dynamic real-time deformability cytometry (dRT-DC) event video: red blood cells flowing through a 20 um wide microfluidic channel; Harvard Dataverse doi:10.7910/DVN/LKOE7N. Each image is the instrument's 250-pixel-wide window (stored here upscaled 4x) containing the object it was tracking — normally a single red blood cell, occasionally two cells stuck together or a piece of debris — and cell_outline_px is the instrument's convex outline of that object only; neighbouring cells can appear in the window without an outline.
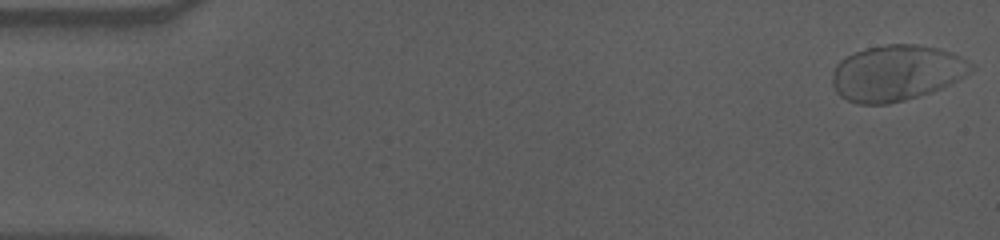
{"species": "human", "species_latin": "Homo sapiens", "temperature_condition": "cold", "stored_images_in_passage": 57, "camera_frame_rate_fps": 3000, "um_per_image_px": 0.085, "donor": {"sex": "male"}, "frame": {"image": 1, "passage_image": 1, "time_ms": 0.0, "image_size_px": [1000, 240], "cell_outline_px": [[976, 68], [972, 72], [932, 92], [904, 100], [888, 104], [860, 104], [848, 100], [840, 96], [836, 92], [832, 84], [832, 72], [836, 64], [840, 60], [856, 52], [868, 48], [888, 44], [916, 44], [936, 48], [952, 52], [972, 64]], "centroid_in_image_um": [76.19, 6.2], "position_along_channel_um": 8.8, "area_um2": 44.91}}
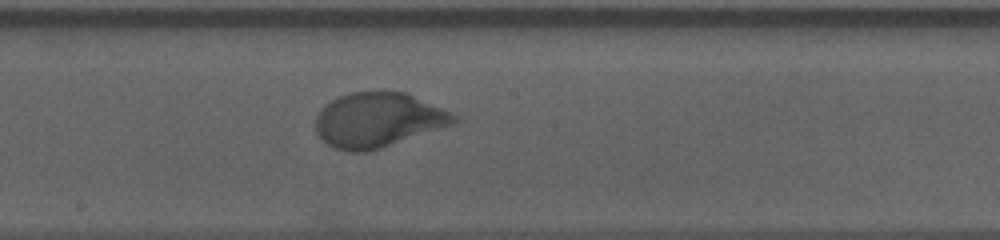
{"frame": {"image": 2, "passage_image": 31, "time_ms": 10.0, "image_size_px": [1000, 240], "cell_outline_px": [[460, 120], [456, 124], [380, 148], [364, 152], [348, 152], [332, 148], [316, 132], [316, 116], [320, 108], [324, 104], [340, 96], [352, 92], [408, 92], [452, 112], [460, 116]], "centroid_in_image_um": [32.18, 10.2], "position_along_channel_um": 216.0, "area_um2": 44.39}}
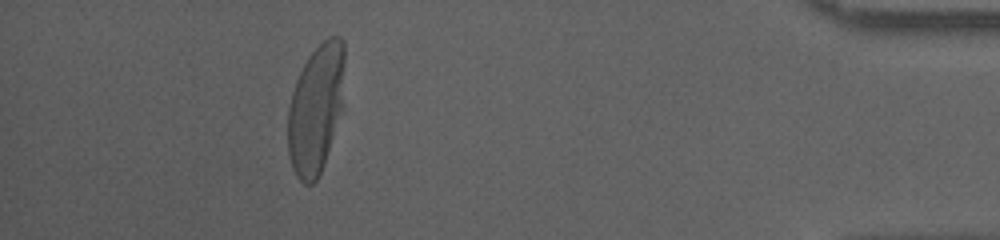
{"frame": {"image": 3, "passage_image": 52, "time_ms": 17.0, "image_size_px": [1000, 240], "cell_outline_px": [[344, 64], [340, 108], [328, 148], [320, 172], [316, 180], [312, 184], [304, 184], [296, 176], [292, 168], [288, 156], [288, 108], [292, 92], [296, 80], [308, 56], [328, 36], [340, 36], [344, 40]], "centroid_in_image_um": [26.8, 9.22], "position_along_channel_um": 408.4, "area_um2": 41.73}, "authors_computed_cell_mechanics": {"area_um2": 43.2922, "velocity_mm_per_s": 3.5091, "shape_relaxation_time_tau1_ms": 3.4021, "shape_relaxation_time_tau2_ms": null, "deformation_change_tau1": 0.1911, "deformation_change_tau2": null}}